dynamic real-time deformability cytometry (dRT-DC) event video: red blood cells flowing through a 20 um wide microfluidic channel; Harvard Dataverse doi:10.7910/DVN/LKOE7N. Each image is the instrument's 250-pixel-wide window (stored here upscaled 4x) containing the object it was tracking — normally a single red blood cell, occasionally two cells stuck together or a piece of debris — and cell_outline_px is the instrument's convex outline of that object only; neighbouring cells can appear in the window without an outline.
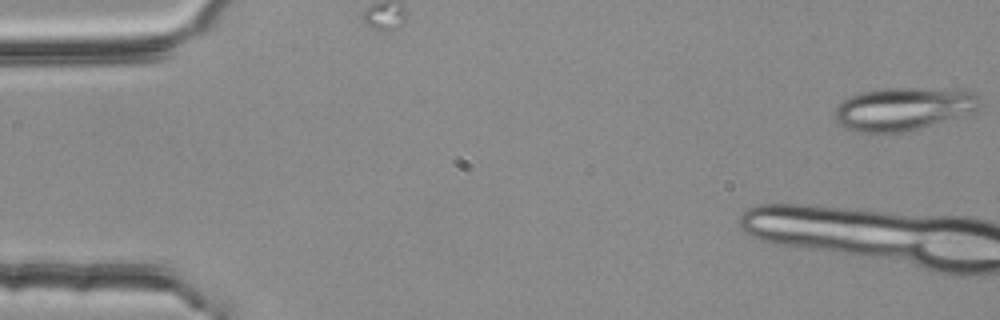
{"species": "common noctule bat (a hibernating species)", "species_latin": "Nyctalus noctula", "temperature_condition": "room temperature", "stored_images_in_passage": 11, "camera_frame_rate_fps": 3000, "um_per_image_px": 0.085, "animal": {"sex": "female", "body_mass_g": 25.1}, "frame": {"image": 1, "passage_image": 1, "time_ms": 0.0, "image_size_px": [1000, 320], "cell_outline_px": [[984, 104], [980, 108], [920, 128], [900, 132], [860, 132], [844, 128], [836, 124], [836, 108], [844, 100], [856, 92], [880, 88], [956, 88], [976, 92], [980, 96]], "centroid_in_image_um": [76.81, 9.21], "position_along_channel_um": 8.2, "area_um2": 36.59}}